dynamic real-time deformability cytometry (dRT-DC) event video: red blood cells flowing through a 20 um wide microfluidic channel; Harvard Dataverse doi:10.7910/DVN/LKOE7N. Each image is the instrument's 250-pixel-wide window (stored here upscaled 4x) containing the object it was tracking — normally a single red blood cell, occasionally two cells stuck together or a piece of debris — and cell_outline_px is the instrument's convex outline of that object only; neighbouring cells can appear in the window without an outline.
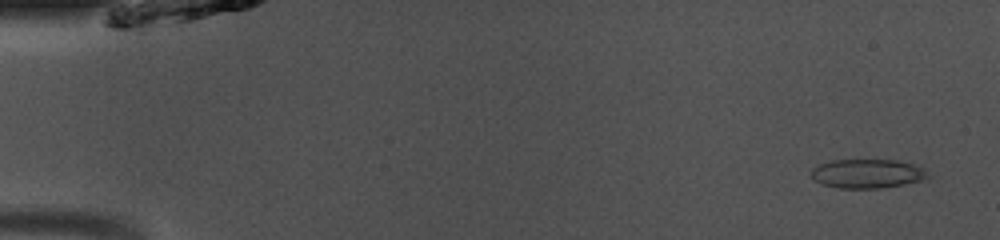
{"species": "common noctule bat (a hibernating species)", "species_latin": "Nyctalus noctula", "temperature_condition": "room temperature", "stored_images_in_passage": 49, "camera_frame_rate_fps": 3000, "um_per_image_px": 0.085, "animal": {"sex": "male", "body_mass_g": 13.0, "forearm_length_mm": 53.1}, "frame": {"image": 1, "passage_image": 3, "time_ms": 0.667, "image_size_px": [1000, 240], "cell_outline_px": [[932, 176], [920, 180], [904, 184], [880, 188], [840, 188], [824, 184], [812, 180], [812, 168], [820, 164], [832, 160], [896, 160], [912, 164], [924, 168]], "centroid_in_image_um": [73.73, 14.75], "position_along_channel_um": 11.3, "area_um2": 19.65}}
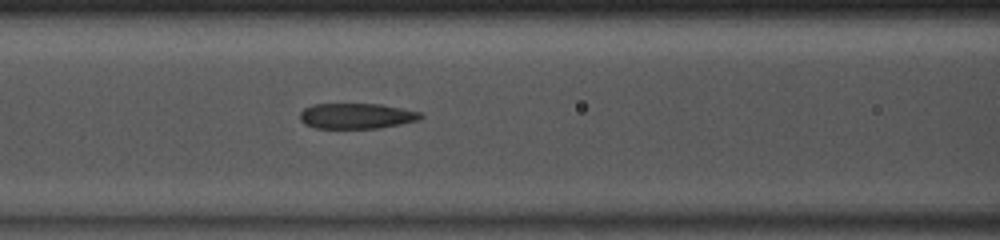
{"frame": {"image": 2, "passage_image": 21, "time_ms": 6.667, "image_size_px": [1000, 240], "cell_outline_px": [[424, 116], [416, 120], [400, 124], [376, 128], [316, 128], [304, 124], [300, 120], [300, 112], [304, 108], [312, 104], [380, 104], [420, 112]], "centroid_in_image_um": [30.25, 9.85], "position_along_channel_um": 136.4, "area_um2": 17.8}}
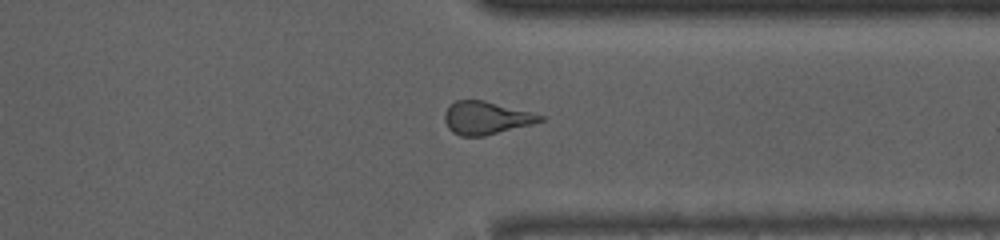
{"frame": {"image": 3, "passage_image": 38, "time_ms": 12.333, "image_size_px": [1000, 240], "cell_outline_px": [[544, 120], [532, 124], [484, 136], [460, 136], [452, 132], [448, 128], [444, 120], [444, 116], [448, 108], [456, 100], [484, 100], [532, 112], [544, 116]], "centroid_in_image_um": [41.32, 10.03], "position_along_channel_um": 370.1, "area_um2": 18.21}, "authors_computed_cell_mechanics": {"area_um2": 19.0162, "velocity_mm_per_s": 4.1237, "shape_relaxation_time_tau1_ms": 4.7262, "shape_relaxation_time_tau2_ms": 1.6049, "deformation_change_tau1": 0.1718, "deformation_change_tau2": 0.0969}}